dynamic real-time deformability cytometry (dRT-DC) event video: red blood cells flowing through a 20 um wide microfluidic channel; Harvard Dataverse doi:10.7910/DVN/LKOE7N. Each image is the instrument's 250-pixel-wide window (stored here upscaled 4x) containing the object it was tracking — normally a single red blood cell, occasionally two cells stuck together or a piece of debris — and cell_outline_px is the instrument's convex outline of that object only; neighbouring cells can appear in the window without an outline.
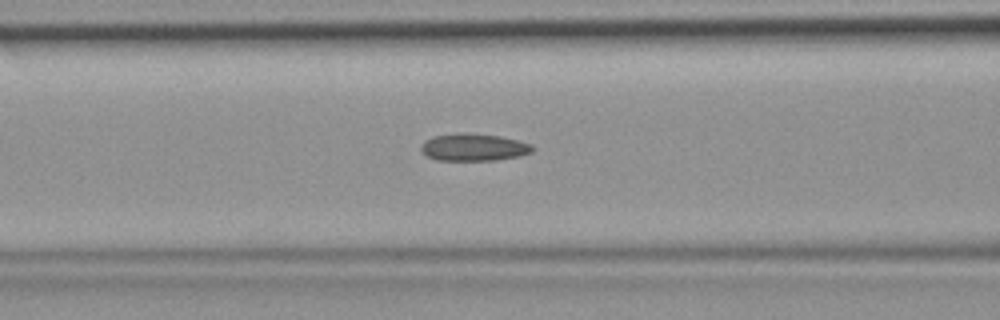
{"species": "common noctule bat (a hibernating species)", "species_latin": "Nyctalus noctula", "temperature_condition": "room temperature", "stored_images_in_passage": 46, "camera_frame_rate_fps": 3000, "um_per_image_px": 0.085, "animal": {"sex": "female", "body_mass_g": 19.9}, "frame": {"image": 1, "passage_image": 18, "time_ms": 5.667, "image_size_px": [1000, 320], "cell_outline_px": [[536, 148], [532, 152], [520, 156], [496, 160], [436, 160], [424, 156], [420, 152], [420, 144], [424, 140], [432, 136], [464, 132], [500, 136], [532, 144]], "centroid_in_image_um": [40.22, 12.52], "position_along_channel_um": 126.4, "area_um2": 18.09}}
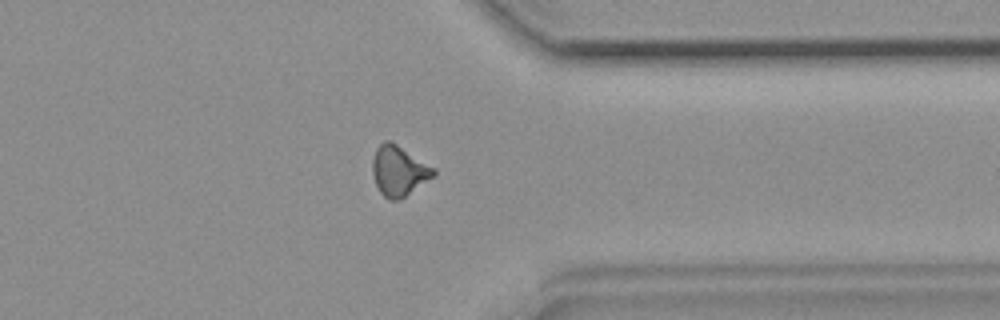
{"frame": {"image": 2, "passage_image": 36, "time_ms": 11.667, "image_size_px": [1000, 320], "cell_outline_px": [[436, 172], [432, 176], [400, 200], [392, 200], [384, 196], [380, 192], [376, 184], [372, 172], [372, 160], [376, 148], [384, 140], [388, 140], [396, 144], [436, 168]], "centroid_in_image_um": [33.88, 14.51], "position_along_channel_um": 377.5, "area_um2": 17.57}}
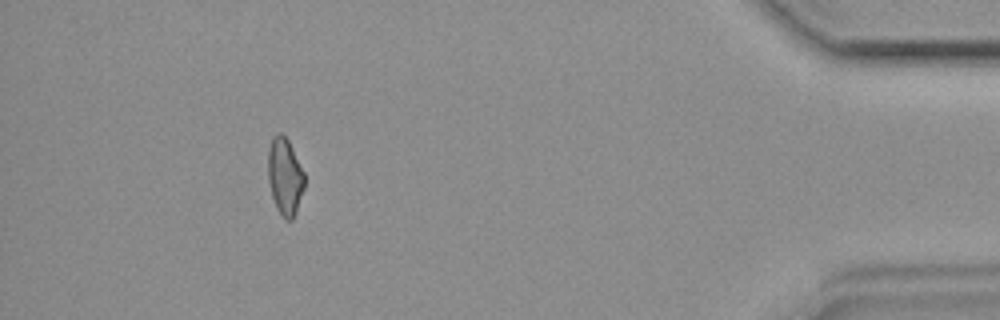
{"frame": {"image": 3, "passage_image": 42, "time_ms": 13.667, "image_size_px": [1000, 320], "cell_outline_px": [[304, 188], [296, 212], [292, 220], [284, 220], [276, 208], [272, 196], [268, 180], [268, 148], [272, 136], [276, 132], [280, 132], [288, 140], [304, 172]], "centroid_in_image_um": [24.2, 14.99], "position_along_channel_um": 411.0, "area_um2": 16.47}}